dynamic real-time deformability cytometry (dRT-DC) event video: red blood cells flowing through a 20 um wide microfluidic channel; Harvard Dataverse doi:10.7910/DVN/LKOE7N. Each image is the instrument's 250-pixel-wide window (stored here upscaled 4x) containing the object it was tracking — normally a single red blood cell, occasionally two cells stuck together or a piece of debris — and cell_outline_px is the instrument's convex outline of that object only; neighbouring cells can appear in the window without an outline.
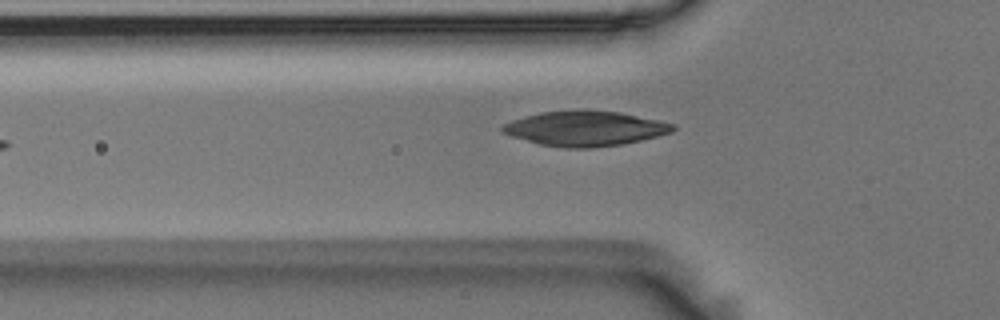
{"species": "Egyptian fruit bat (a non-hibernating species)", "species_latin": "Rousettus aegyptiacus", "temperature_condition": "room temperature", "stored_images_in_passage": 33, "camera_frame_rate_fps": 3000, "um_per_image_px": 0.085, "animal": {"sex": "male"}, "frame": {"image": 1, "passage_image": 4, "time_ms": 1.0, "image_size_px": [1000, 320], "cell_outline_px": [[676, 128], [672, 132], [640, 140], [620, 144], [592, 148], [564, 148], [540, 144], [512, 136], [500, 132], [500, 128], [504, 124], [512, 120], [524, 116], [540, 112], [572, 108], [588, 108], [620, 112], [660, 120], [676, 124]], "centroid_in_image_um": [49.72, 10.88], "position_along_channel_um": 76.1, "area_um2": 35.37}}
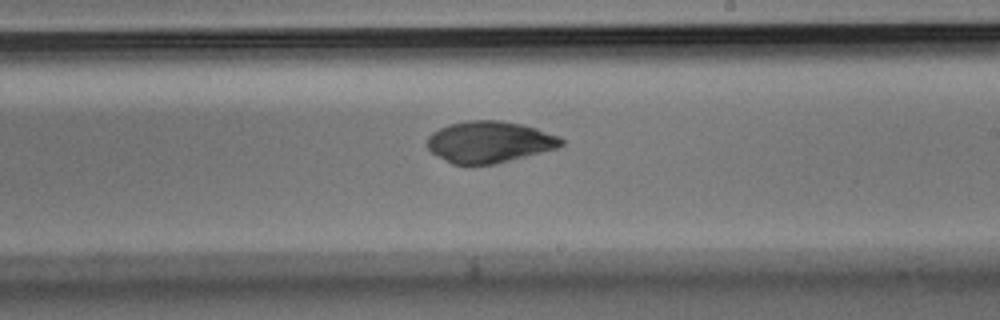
{"frame": {"image": 2, "passage_image": 18, "time_ms": 5.667, "image_size_px": [1000, 320], "cell_outline_px": [[564, 144], [556, 148], [496, 164], [452, 164], [432, 152], [428, 148], [428, 136], [432, 132], [448, 124], [468, 120], [500, 120], [520, 124], [536, 128], [560, 136], [564, 140]], "centroid_in_image_um": [41.61, 12.05], "position_along_channel_um": 247.4, "area_um2": 32.25}}
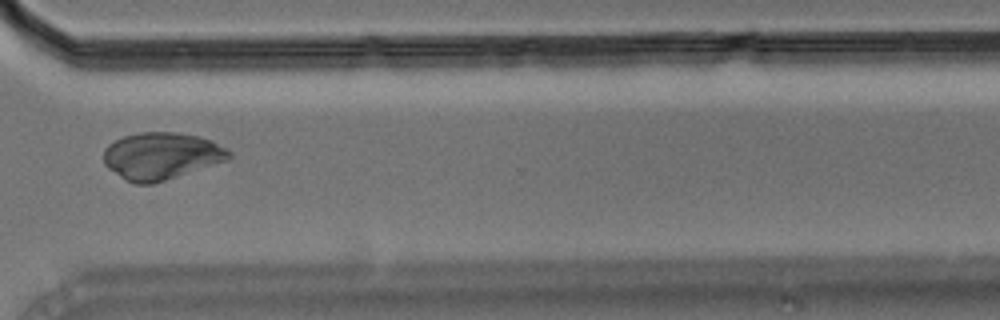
{"frame": {"image": 3, "passage_image": 27, "time_ms": 8.667, "image_size_px": [1000, 320], "cell_outline_px": [[232, 156], [228, 160], [152, 184], [136, 184], [124, 180], [108, 168], [104, 164], [104, 148], [108, 144], [124, 136], [140, 132], [176, 132], [200, 136], [212, 140], [228, 148], [232, 152]], "centroid_in_image_um": [13.73, 13.25], "position_along_channel_um": 356.9, "area_um2": 34.56}}